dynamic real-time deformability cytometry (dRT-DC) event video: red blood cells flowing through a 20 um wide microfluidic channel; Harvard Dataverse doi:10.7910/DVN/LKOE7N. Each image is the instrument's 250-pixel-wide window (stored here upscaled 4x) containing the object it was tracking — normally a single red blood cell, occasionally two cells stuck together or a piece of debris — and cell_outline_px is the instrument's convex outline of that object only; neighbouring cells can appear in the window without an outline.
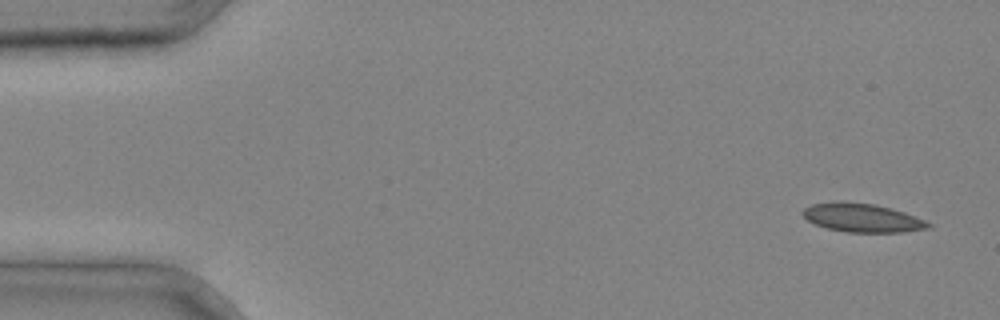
{"species": "common noctule bat (a hibernating species)", "species_latin": "Nyctalus noctula", "temperature_condition": "cold", "stored_images_in_passage": 8, "camera_frame_rate_fps": 3000, "um_per_image_px": 0.085, "animal": {"sex": "male", "body_mass_g": 20.4}, "frame": {"image": 1, "passage_image": 1, "time_ms": 0.0, "image_size_px": [1000, 320], "cell_outline_px": [[932, 228], [904, 232], [848, 232], [828, 228], [816, 224], [808, 220], [800, 212], [804, 208], [812, 204], [876, 204], [904, 212], [924, 220], [932, 224]], "centroid_in_image_um": [73.37, 18.56], "position_along_channel_um": 11.6, "area_um2": 20.11}}
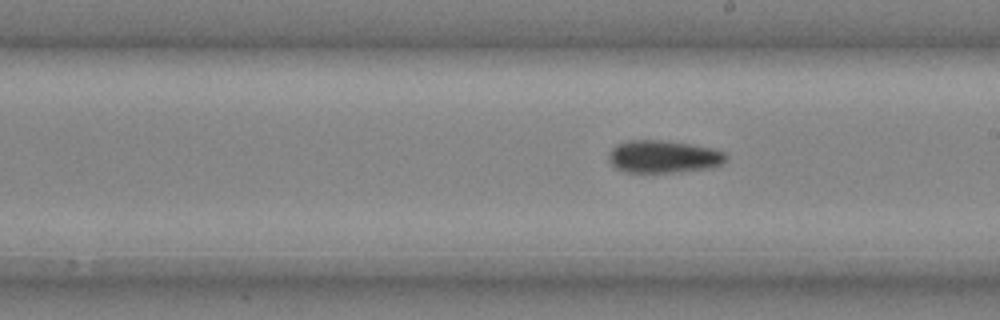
{"frame": {"image": 2, "passage_image": 8, "time_ms": 2.333, "image_size_px": [1000, 320], "cell_outline_px": [[728, 160], [724, 164], [712, 168], [672, 172], [624, 172], [616, 168], [608, 160], [608, 152], [616, 144], [628, 140], [660, 140], [692, 144], [716, 148], [724, 152], [728, 156]], "centroid_in_image_um": [56.43, 13.31], "position_along_channel_um": 232.6, "area_um2": 22.66}}